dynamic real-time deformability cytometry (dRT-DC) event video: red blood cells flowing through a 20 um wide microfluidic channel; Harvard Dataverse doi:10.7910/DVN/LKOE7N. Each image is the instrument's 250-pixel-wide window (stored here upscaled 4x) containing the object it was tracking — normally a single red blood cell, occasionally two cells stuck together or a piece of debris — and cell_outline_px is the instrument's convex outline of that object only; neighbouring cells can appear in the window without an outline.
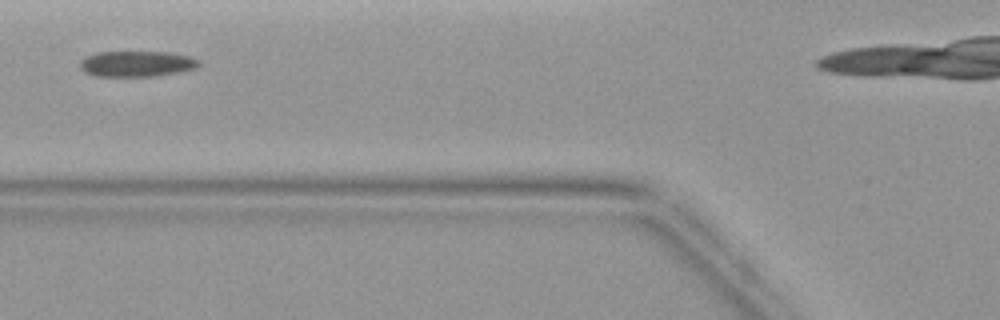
{"species": "common noctule bat (a hibernating species)", "species_latin": "Nyctalus noctula", "temperature_condition": "warm", "stored_images_in_passage": 3, "camera_frame_rate_fps": 3000, "um_per_image_px": 0.085, "animal": {"sex": "female", "body_mass_g": 19.9}, "frame": {"image": 1, "passage_image": 2, "time_ms": 1.0, "image_size_px": [1000, 320], "cell_outline_px": [[200, 64], [196, 68], [156, 76], [96, 76], [84, 72], [80, 68], [80, 60], [96, 52], [172, 52], [188, 56], [200, 60]], "centroid_in_image_um": [11.61, 5.42], "position_along_channel_um": 114.2, "area_um2": 17.8}}